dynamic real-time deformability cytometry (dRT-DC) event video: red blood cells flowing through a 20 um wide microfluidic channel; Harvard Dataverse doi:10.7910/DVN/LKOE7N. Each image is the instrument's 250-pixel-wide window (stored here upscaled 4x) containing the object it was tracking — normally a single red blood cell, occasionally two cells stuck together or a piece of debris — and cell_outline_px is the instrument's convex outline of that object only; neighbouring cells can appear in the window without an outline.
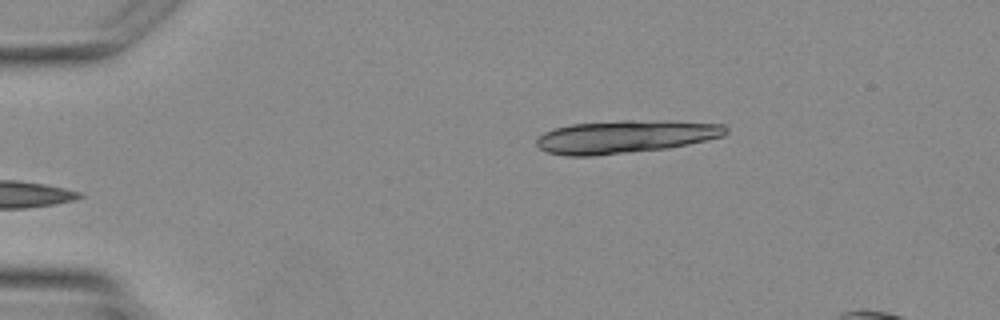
{"species": "Egyptian fruit bat (a non-hibernating species)", "species_latin": "Rousettus aegyptiacus", "temperature_condition": "warm", "stored_images_in_passage": 2, "camera_frame_rate_fps": 3000, "um_per_image_px": 0.085, "animal": {"sex": "female"}, "frame": {"image": 1, "passage_image": 2, "time_ms": 1.333, "image_size_px": [1000, 320], "cell_outline_px": [[728, 132], [724, 136], [688, 144], [668, 148], [592, 156], [568, 156], [548, 152], [540, 148], [536, 144], [536, 140], [544, 132], [556, 128], [572, 124], [624, 120], [628, 120], [724, 124], [728, 128]], "centroid_in_image_um": [53.13, 11.63], "position_along_channel_um": 31.9, "area_um2": 35.78}}